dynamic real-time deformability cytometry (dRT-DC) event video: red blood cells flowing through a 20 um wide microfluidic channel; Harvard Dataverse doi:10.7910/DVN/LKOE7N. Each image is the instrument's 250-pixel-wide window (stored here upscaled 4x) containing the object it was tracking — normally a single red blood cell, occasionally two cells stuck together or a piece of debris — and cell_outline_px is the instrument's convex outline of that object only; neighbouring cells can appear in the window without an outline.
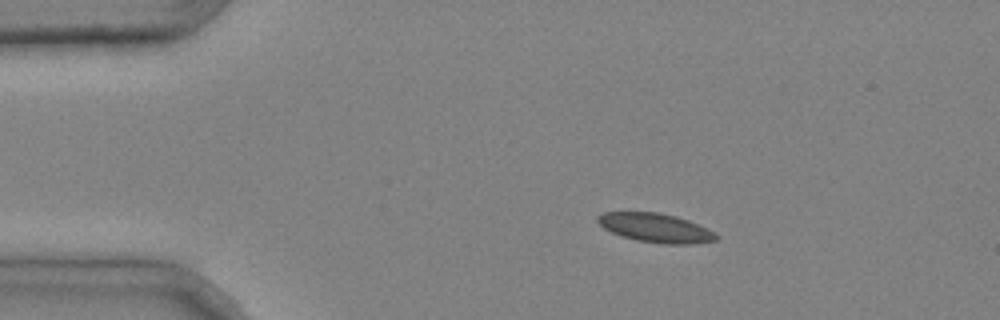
{"species": "common noctule bat (a hibernating species)", "species_latin": "Nyctalus noctula", "temperature_condition": "cold", "stored_images_in_passage": 4, "camera_frame_rate_fps": 3000, "um_per_image_px": 0.085, "animal": {"sex": "male", "body_mass_g": 20.4}, "frame": {"image": 1, "passage_image": 2, "time_ms": 0.333, "image_size_px": [1000, 320], "cell_outline_px": [[720, 236], [716, 240], [692, 244], [664, 244], [636, 240], [612, 232], [604, 228], [596, 220], [596, 216], [604, 212], [656, 212], [676, 216], [688, 220], [708, 228]], "centroid_in_image_um": [55.75, 19.36], "position_along_channel_um": 29.3, "area_um2": 20.0}}